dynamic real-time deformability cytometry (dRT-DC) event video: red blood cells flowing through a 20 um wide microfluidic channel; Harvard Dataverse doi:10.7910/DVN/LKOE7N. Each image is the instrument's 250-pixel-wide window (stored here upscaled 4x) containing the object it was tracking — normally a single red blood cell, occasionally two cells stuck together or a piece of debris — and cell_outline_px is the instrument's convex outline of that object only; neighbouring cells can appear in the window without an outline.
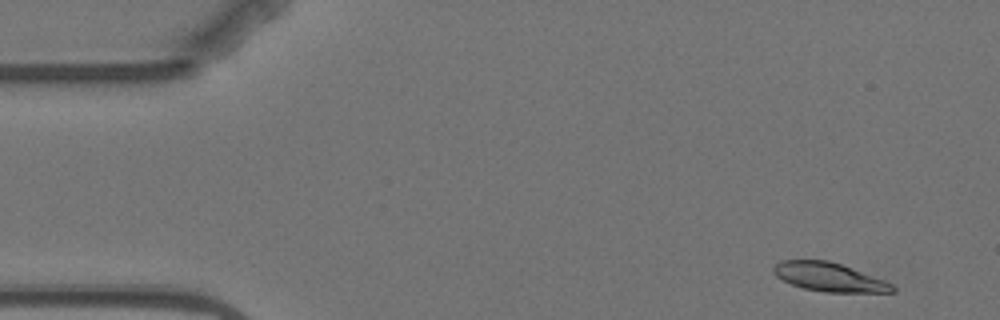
{"species": "Egyptian fruit bat (a non-hibernating species)", "species_latin": "Rousettus aegyptiacus", "temperature_condition": "warm", "stored_images_in_passage": 4, "camera_frame_rate_fps": 3000, "um_per_image_px": 0.085, "animal": {"sex": "female"}, "frame": {"image": 1, "passage_image": 1, "time_ms": 0.0, "image_size_px": [1000, 320], "cell_outline_px": [[896, 292], [824, 292], [804, 288], [792, 284], [776, 276], [772, 272], [772, 268], [780, 260], [828, 260], [840, 264], [884, 280], [892, 284], [896, 288]], "centroid_in_image_um": [70.47, 23.55], "position_along_channel_um": 14.5, "area_um2": 19.71}}
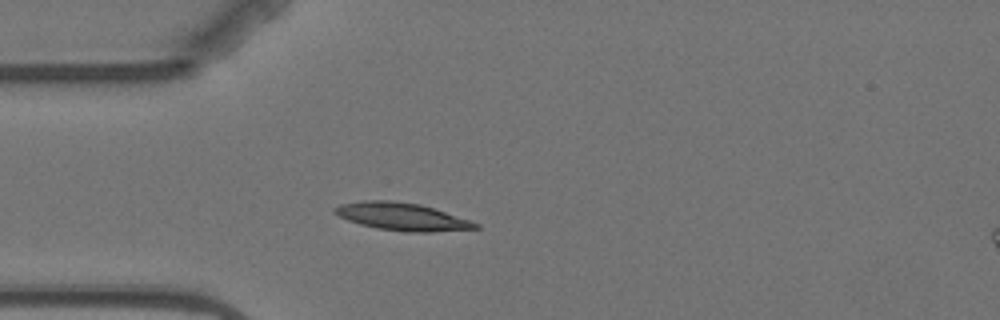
{"frame": {"image": 2, "passage_image": 4, "time_ms": 3.667, "image_size_px": [1000, 320], "cell_outline_px": [[480, 228], [432, 232], [404, 232], [376, 228], [360, 224], [348, 220], [332, 212], [332, 208], [340, 204], [364, 200], [388, 200], [420, 204], [472, 220], [480, 224]], "centroid_in_image_um": [34.18, 18.41], "position_along_channel_um": 50.8, "area_um2": 22.77}}